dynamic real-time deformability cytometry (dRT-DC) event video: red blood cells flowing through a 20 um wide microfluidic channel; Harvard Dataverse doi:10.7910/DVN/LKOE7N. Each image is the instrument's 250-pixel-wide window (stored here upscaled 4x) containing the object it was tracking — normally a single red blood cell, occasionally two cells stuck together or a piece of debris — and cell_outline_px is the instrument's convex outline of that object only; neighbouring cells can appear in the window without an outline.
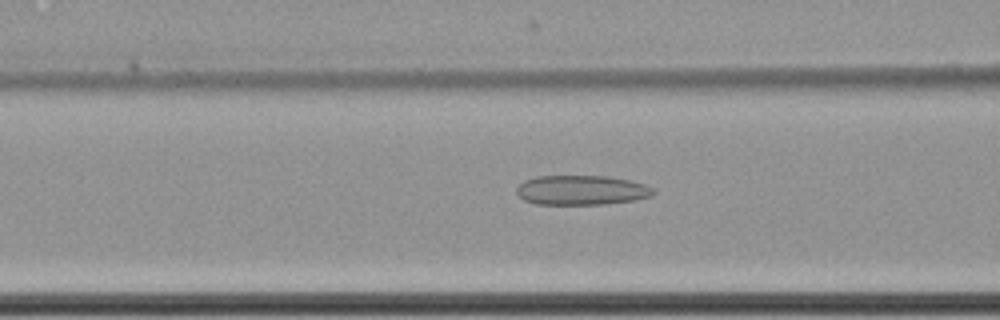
{"species": "common noctule bat (a hibernating species)", "species_latin": "Nyctalus noctula", "temperature_condition": "cold", "stored_images_in_passage": 61, "camera_frame_rate_fps": 3000, "um_per_image_px": 0.085, "animal": {"sex": "female", "body_mass_g": 22.7, "forearm_length_mm": 54.2}, "frame": {"image": 1, "passage_image": 26, "time_ms": 8.333, "image_size_px": [1000, 320], "cell_outline_px": [[656, 192], [652, 196], [636, 200], [604, 204], [536, 204], [524, 200], [516, 192], [516, 188], [524, 180], [536, 176], [604, 176], [632, 180], [644, 184], [652, 188]], "centroid_in_image_um": [49.44, 16.16], "position_along_channel_um": 117.2, "area_um2": 23.7}}
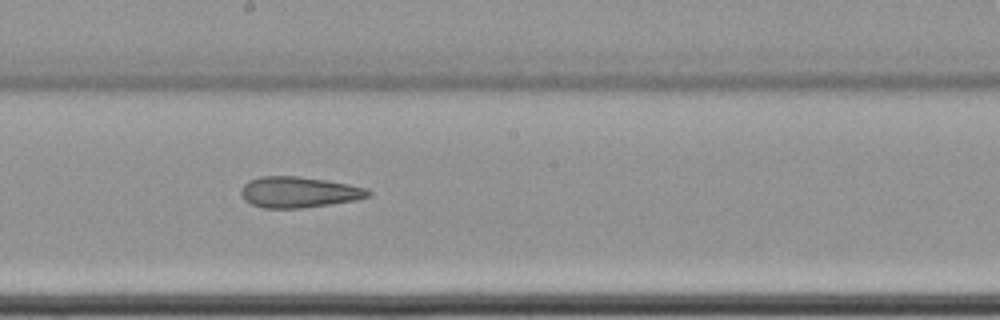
{"frame": {"image": 2, "passage_image": 35, "time_ms": 11.333, "image_size_px": [1000, 320], "cell_outline_px": [[372, 196], [356, 200], [304, 208], [264, 208], [252, 204], [244, 200], [240, 192], [244, 184], [248, 180], [260, 176], [296, 176], [324, 180], [348, 184], [364, 188], [372, 192]], "centroid_in_image_um": [25.38, 16.34], "position_along_channel_um": 222.8, "area_um2": 22.89}}
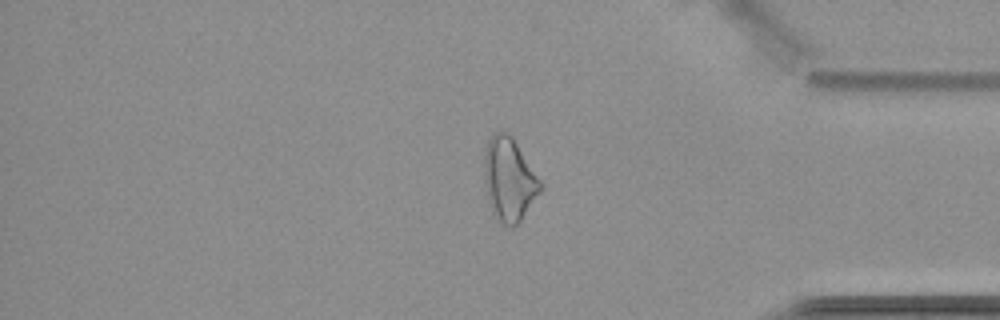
{"frame": {"image": 3, "passage_image": 51, "time_ms": 16.667, "image_size_px": [1000, 320], "cell_outline_px": [[544, 188], [520, 220], [512, 228], [508, 228], [496, 220], [492, 216], [488, 200], [484, 176], [484, 148], [488, 140], [496, 132], [508, 132], [512, 136], [544, 184]], "centroid_in_image_um": [43.28, 15.27], "position_along_channel_um": 391.9, "area_um2": 27.74}, "authors_computed_cell_mechanics": {"area_um2": 28.0908, "velocity_mm_per_s": 3.5178, "shape_relaxation_time_tau1_ms": null, "shape_relaxation_time_tau2_ms": 5.0437, "deformation_change_tau1": null, "deformation_change_tau2": 0.1546}}